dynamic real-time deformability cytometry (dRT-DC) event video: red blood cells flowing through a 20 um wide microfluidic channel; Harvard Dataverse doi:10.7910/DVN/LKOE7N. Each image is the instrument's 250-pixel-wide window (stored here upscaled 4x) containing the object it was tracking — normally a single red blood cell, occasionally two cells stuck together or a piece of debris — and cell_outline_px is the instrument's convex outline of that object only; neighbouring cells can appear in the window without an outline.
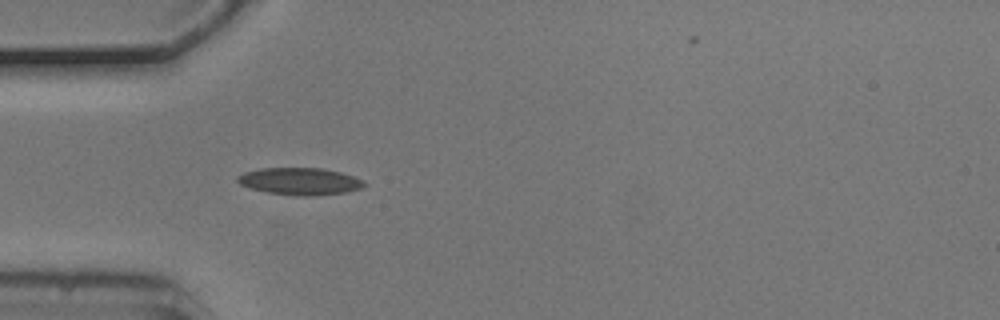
{"species": "common noctule bat (a hibernating species)", "species_latin": "Nyctalus noctula", "temperature_condition": "cold", "stored_images_in_passage": 4, "camera_frame_rate_fps": 3000, "um_per_image_px": 0.085, "animal": {"sex": "male", "body_mass_g": 20.5, "forearm_length_mm": 52.5}, "frame": {"image": 1, "passage_image": 1, "time_ms": 0.0, "image_size_px": [1000, 320], "cell_outline_px": [[364, 184], [360, 188], [344, 192], [308, 196], [304, 196], [268, 192], [252, 188], [240, 184], [236, 180], [236, 176], [244, 172], [260, 168], [320, 168], [340, 172], [364, 180]], "centroid_in_image_um": [25.45, 15.39], "position_along_channel_um": 59.6, "area_um2": 19.65}}
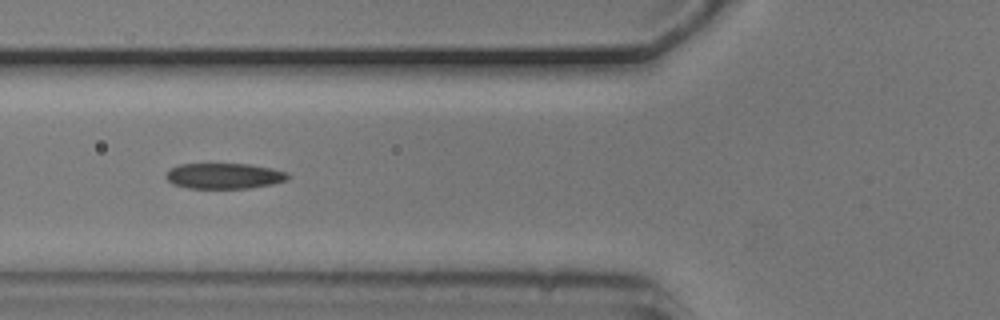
{"frame": {"image": 2, "passage_image": 2, "time_ms": 0.333, "image_size_px": [1000, 320], "cell_outline_px": [[288, 180], [272, 184], [248, 188], [188, 188], [172, 184], [164, 176], [172, 168], [180, 164], [248, 164], [272, 168], [288, 172]], "centroid_in_image_um": [19.06, 14.95], "position_along_channel_um": 106.7, "area_um2": 18.15}}
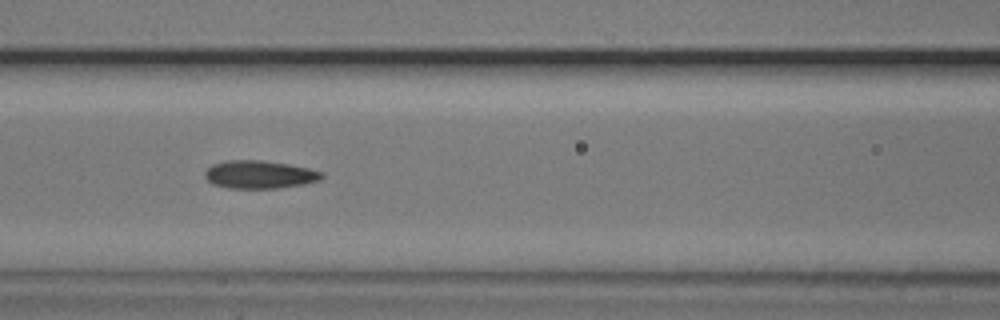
{"frame": {"image": 3, "passage_image": 3, "time_ms": 0.667, "image_size_px": [1000, 320], "cell_outline_px": [[324, 176], [320, 180], [304, 184], [280, 188], [228, 188], [212, 184], [204, 176], [204, 172], [212, 164], [228, 160], [260, 160], [288, 164], [308, 168], [324, 172]], "centroid_in_image_um": [22.06, 14.84], "position_along_channel_um": 144.5, "area_um2": 19.13}}